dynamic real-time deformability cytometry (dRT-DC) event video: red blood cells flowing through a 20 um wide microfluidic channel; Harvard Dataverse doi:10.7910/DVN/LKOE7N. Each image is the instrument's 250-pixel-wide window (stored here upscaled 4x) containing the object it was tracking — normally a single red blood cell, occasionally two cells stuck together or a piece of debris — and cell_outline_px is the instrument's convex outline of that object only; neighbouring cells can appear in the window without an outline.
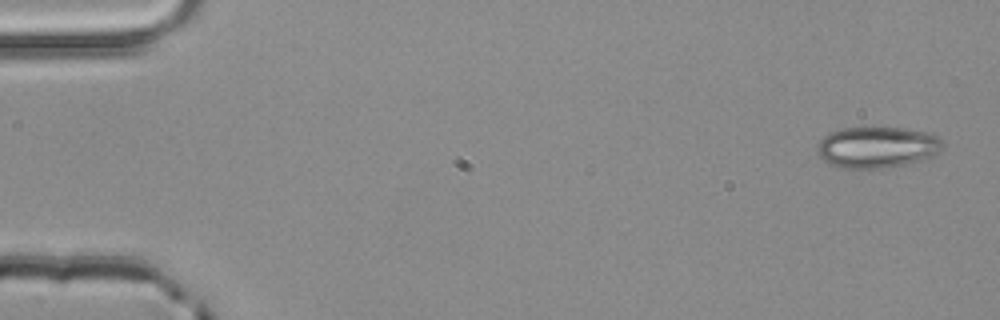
{"species": "common noctule bat (a hibernating species)", "species_latin": "Nyctalus noctula", "temperature_condition": "room temperature", "stored_images_in_passage": 4, "camera_frame_rate_fps": 3000, "um_per_image_px": 0.085, "animal": {"sex": "male", "body_mass_g": 20.4}, "frame": {"image": 1, "passage_image": 1, "time_ms": 0.0, "image_size_px": [1000, 320], "cell_outline_px": [[944, 144], [932, 156], [924, 160], [884, 168], [840, 168], [824, 160], [816, 152], [816, 148], [820, 140], [824, 136], [840, 128], [904, 128], [924, 132], [936, 136]], "centroid_in_image_um": [74.52, 12.52], "position_along_channel_um": 10.5, "area_um2": 29.82}}